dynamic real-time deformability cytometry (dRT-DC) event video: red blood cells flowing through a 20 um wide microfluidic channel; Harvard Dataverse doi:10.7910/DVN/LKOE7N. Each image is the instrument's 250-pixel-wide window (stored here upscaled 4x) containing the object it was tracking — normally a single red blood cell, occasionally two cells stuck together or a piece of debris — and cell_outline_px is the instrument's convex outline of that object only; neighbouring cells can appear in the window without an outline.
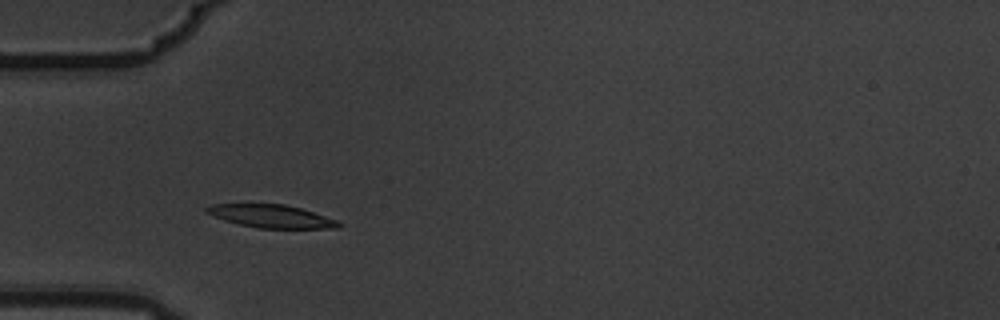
{"species": "common noctule bat (a hibernating species)", "species_latin": "Nyctalus noctula", "temperature_condition": "warm", "stored_images_in_passage": 6, "camera_frame_rate_fps": 3000, "um_per_image_px": 0.085, "animal": {"sex": "male", "body_mass_g": 19.5, "forearm_length_mm": 54.6}, "frame": {"image": 1, "passage_image": 3, "time_ms": 0.667, "image_size_px": [1000, 320], "cell_outline_px": [[344, 224], [340, 228], [260, 228], [240, 224], [224, 220], [212, 216], [204, 212], [204, 208], [212, 204], [284, 204], [300, 208], [336, 220]], "centroid_in_image_um": [23.03, 18.38], "position_along_channel_um": 62.0, "area_um2": 17.57}}
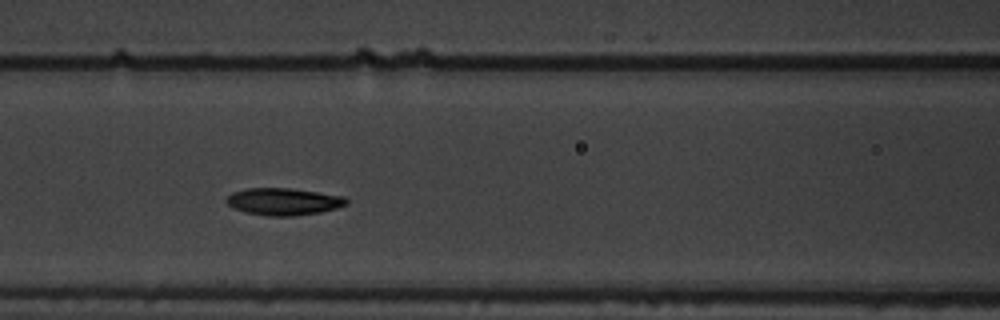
{"frame": {"image": 2, "passage_image": 5, "time_ms": 1.333, "image_size_px": [1000, 320], "cell_outline_px": [[348, 204], [336, 208], [320, 212], [292, 216], [268, 216], [244, 212], [228, 204], [224, 200], [232, 192], [244, 188], [292, 188], [344, 196], [348, 200]], "centroid_in_image_um": [24.1, 17.12], "position_along_channel_um": 142.5, "area_um2": 19.02}}
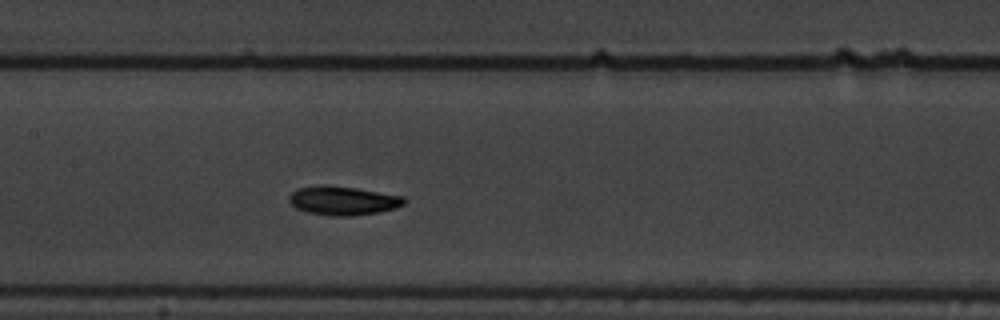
{"frame": {"image": 3, "passage_image": 6, "time_ms": 1.667, "image_size_px": [1000, 320], "cell_outline_px": [[408, 200], [404, 204], [396, 208], [380, 212], [352, 216], [332, 216], [308, 212], [296, 208], [288, 200], [288, 196], [296, 188], [320, 184], [324, 184], [356, 188], [404, 196]], "centroid_in_image_um": [29.16, 17.04], "position_along_channel_um": 178.2, "area_um2": 19.65}}